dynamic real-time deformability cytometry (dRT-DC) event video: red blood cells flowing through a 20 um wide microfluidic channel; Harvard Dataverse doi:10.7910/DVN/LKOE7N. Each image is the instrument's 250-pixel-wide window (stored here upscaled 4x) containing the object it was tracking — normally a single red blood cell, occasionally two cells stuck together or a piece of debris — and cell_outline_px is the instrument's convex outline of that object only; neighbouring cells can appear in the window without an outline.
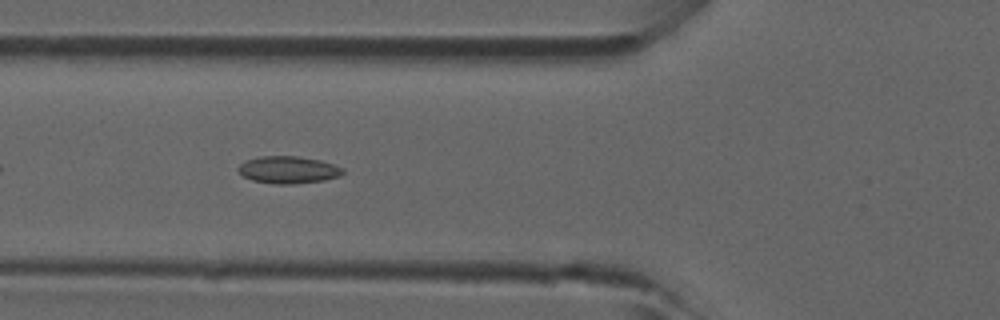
{"species": "common noctule bat (a hibernating species)", "species_latin": "Nyctalus noctula", "temperature_condition": "room temperature", "stored_images_in_passage": 11, "camera_frame_rate_fps": 3000, "um_per_image_px": 0.085, "animal": {"sex": "male", "forearm_length_mm": 52.5}, "frame": {"image": 1, "passage_image": 6, "time_ms": 1.667, "image_size_px": [1000, 320], "cell_outline_px": [[344, 172], [340, 176], [324, 180], [292, 184], [272, 184], [252, 180], [244, 176], [236, 168], [240, 164], [248, 160], [260, 156], [296, 156], [320, 160], [344, 168]], "centroid_in_image_um": [24.51, 14.44], "position_along_channel_um": 101.3, "area_um2": 16.53}}
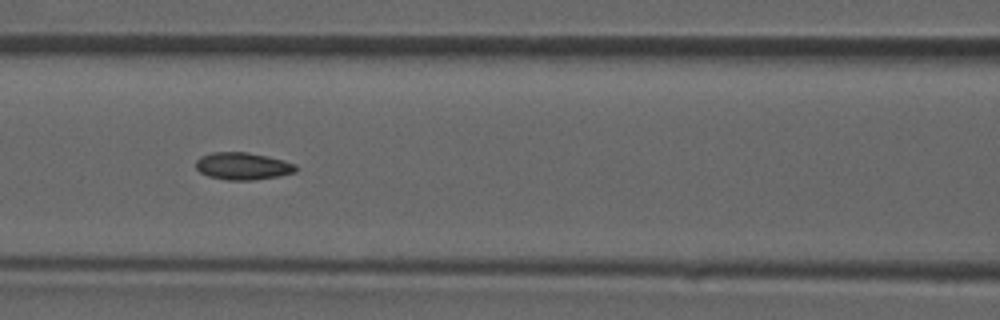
{"frame": {"image": 2, "passage_image": 9, "time_ms": 2.667, "image_size_px": [1000, 320], "cell_outline_px": [[300, 168], [296, 172], [280, 176], [252, 180], [228, 180], [208, 176], [200, 172], [196, 168], [196, 160], [200, 156], [212, 152], [248, 152], [268, 156], [284, 160], [296, 164]], "centroid_in_image_um": [20.67, 14.11], "position_along_channel_um": 145.9, "area_um2": 16.13}}